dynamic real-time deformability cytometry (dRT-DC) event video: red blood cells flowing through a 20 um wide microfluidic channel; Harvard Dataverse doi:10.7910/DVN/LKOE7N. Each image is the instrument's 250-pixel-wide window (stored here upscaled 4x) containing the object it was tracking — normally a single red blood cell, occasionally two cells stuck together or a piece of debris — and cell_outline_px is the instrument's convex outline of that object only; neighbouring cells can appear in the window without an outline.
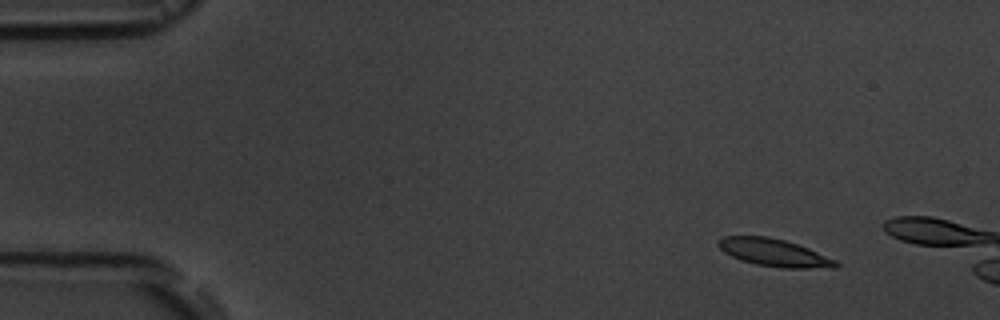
{"species": "common noctule bat (a hibernating species)", "species_latin": "Nyctalus noctula", "temperature_condition": "room temperature", "stored_images_in_passage": 8, "camera_frame_rate_fps": 3000, "um_per_image_px": 0.085, "animal": {"sex": "male", "body_mass_g": 19.5, "forearm_length_mm": 54.6}, "frame": {"image": 1, "passage_image": 1, "time_ms": 0.0, "image_size_px": [1000, 320], "cell_outline_px": [[840, 264], [836, 268], [784, 268], [756, 264], [740, 260], [724, 252], [716, 244], [716, 240], [724, 236], [768, 236], [784, 240], [808, 248], [836, 260]], "centroid_in_image_um": [65.78, 21.47], "position_along_channel_um": 19.2, "area_um2": 18.84}}
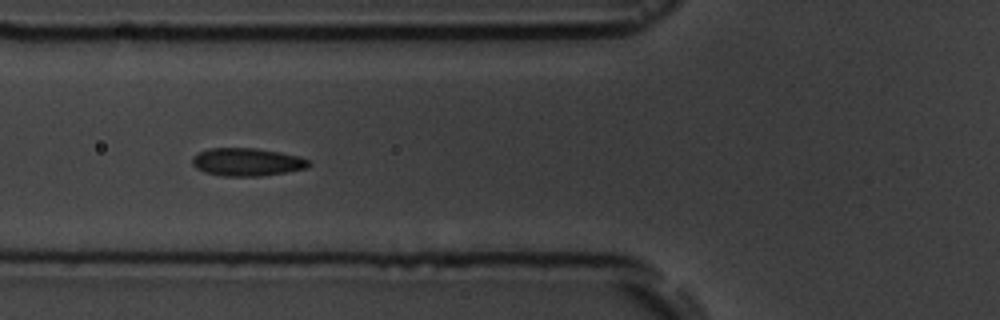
{"frame": {"image": 2, "passage_image": 7, "time_ms": 8.667, "image_size_px": [1000, 320], "cell_outline_px": [[312, 164], [308, 168], [260, 176], [220, 176], [204, 172], [196, 168], [192, 164], [192, 156], [208, 148], [256, 148], [280, 152], [300, 156], [308, 160]], "centroid_in_image_um": [20.99, 13.77], "position_along_channel_um": 104.8, "area_um2": 19.07}}
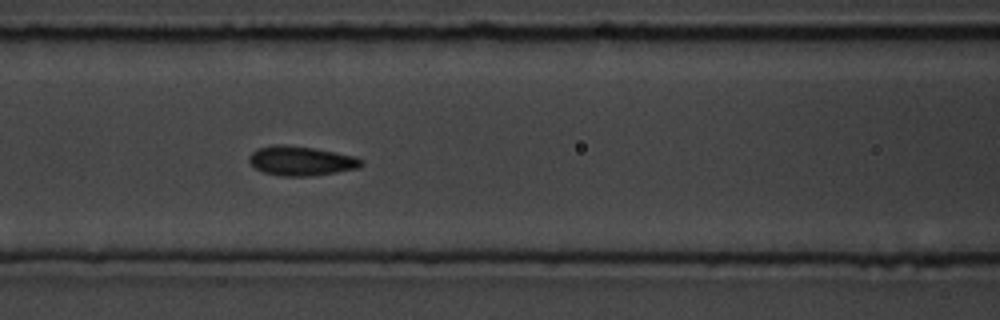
{"frame": {"image": 3, "passage_image": 8, "time_ms": 9.667, "image_size_px": [1000, 320], "cell_outline_px": [[364, 164], [356, 168], [336, 172], [312, 176], [280, 176], [264, 172], [256, 168], [248, 160], [248, 156], [256, 148], [272, 144], [284, 144], [316, 148], [356, 156], [364, 160]], "centroid_in_image_um": [25.59, 13.65], "position_along_channel_um": 141.0, "area_um2": 19.48}}